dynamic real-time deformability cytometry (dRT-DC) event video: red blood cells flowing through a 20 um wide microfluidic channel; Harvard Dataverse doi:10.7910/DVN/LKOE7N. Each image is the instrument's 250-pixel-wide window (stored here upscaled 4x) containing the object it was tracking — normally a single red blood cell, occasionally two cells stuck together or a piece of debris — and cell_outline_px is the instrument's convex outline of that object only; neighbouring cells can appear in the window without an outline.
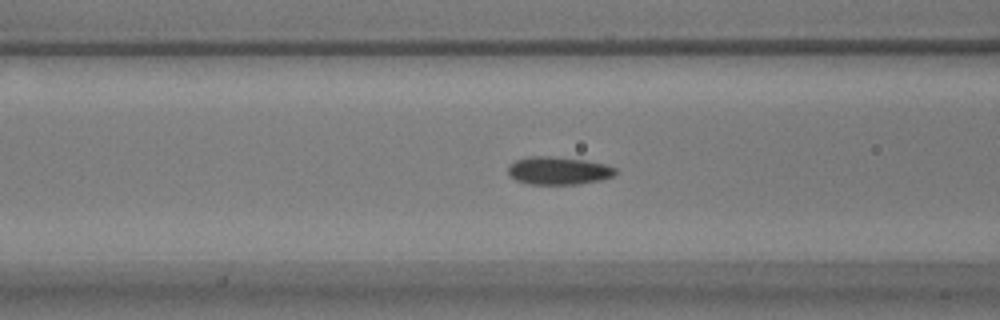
{"species": "common noctule bat (a hibernating species)", "species_latin": "Nyctalus noctula", "temperature_condition": "warm", "stored_images_in_passage": 43, "camera_frame_rate_fps": 3000, "um_per_image_px": 0.085, "animal": {"sex": "male", "body_mass_g": 17.9}, "frame": {"image": 1, "passage_image": 7, "time_ms": 2.0, "image_size_px": [1000, 320], "cell_outline_px": [[616, 172], [612, 176], [600, 180], [580, 184], [528, 184], [516, 180], [508, 176], [508, 164], [524, 156], [552, 156], [584, 160], [604, 164], [616, 168]], "centroid_in_image_um": [47.4, 14.5], "position_along_channel_um": 119.2, "area_um2": 17.57}}
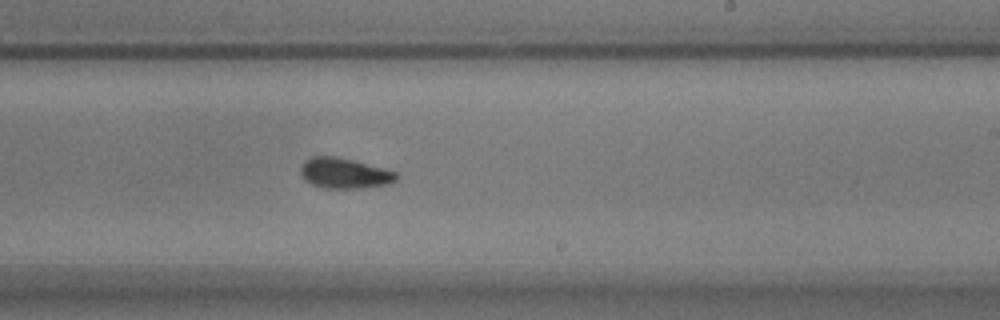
{"frame": {"image": 2, "passage_image": 19, "time_ms": 6.0, "image_size_px": [1000, 320], "cell_outline_px": [[400, 176], [392, 184], [364, 188], [324, 188], [312, 184], [304, 180], [300, 172], [300, 164], [304, 160], [312, 156], [336, 156], [352, 160], [396, 172]], "centroid_in_image_um": [29.26, 14.73], "position_along_channel_um": 259.7, "area_um2": 17.17}}
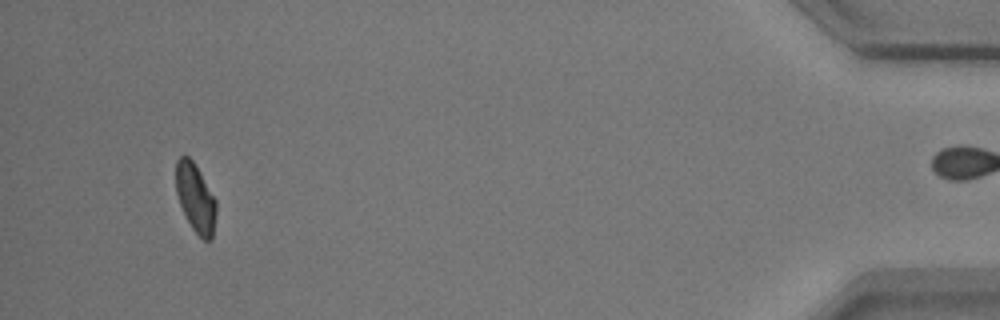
{"frame": {"image": 3, "passage_image": 39, "time_ms": 12.667, "image_size_px": [1000, 320], "cell_outline_px": [[216, 212], [212, 240], [204, 240], [192, 228], [180, 204], [176, 192], [176, 160], [180, 156], [188, 156], [192, 160], [200, 172], [216, 200]], "centroid_in_image_um": [16.62, 16.81], "position_along_channel_um": 418.6, "area_um2": 15.9}, "authors_computed_cell_mechanics": {"area_um2": 17.1666, "velocity_mm_per_s": 3.5214, "shape_relaxation_time_tau1_ms": 5.67, "shape_relaxation_time_tau2_ms": 2.0288, "deformation_change_tau1": 0.1243, "deformation_change_tau2": 0.0657}}